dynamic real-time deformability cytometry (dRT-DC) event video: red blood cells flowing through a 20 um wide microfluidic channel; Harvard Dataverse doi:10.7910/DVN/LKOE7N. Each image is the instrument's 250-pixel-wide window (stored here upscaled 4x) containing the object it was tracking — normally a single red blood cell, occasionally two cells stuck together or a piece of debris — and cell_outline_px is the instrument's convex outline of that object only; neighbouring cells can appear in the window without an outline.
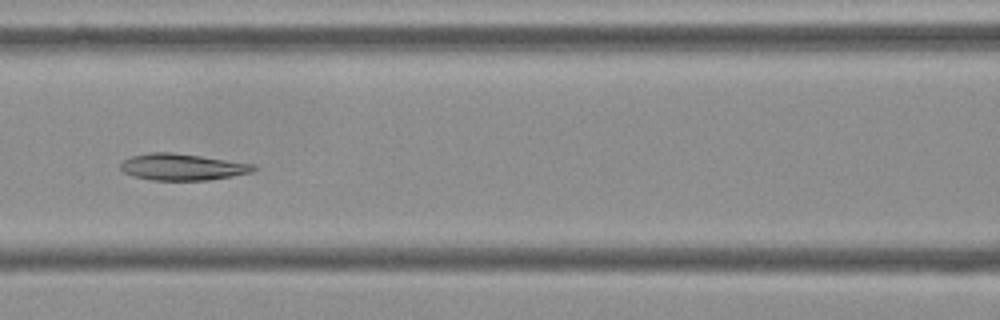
{"species": "Egyptian fruit bat (a non-hibernating species)", "species_latin": "Rousettus aegyptiacus", "temperature_condition": "cold", "stored_images_in_passage": 10, "camera_frame_rate_fps": 3000, "um_per_image_px": 0.085, "frame": {"image": 1, "passage_image": 6, "time_ms": 1.667, "image_size_px": [1000, 320], "cell_outline_px": [[256, 168], [252, 172], [232, 176], [208, 180], [152, 180], [132, 176], [124, 172], [120, 168], [120, 164], [124, 160], [132, 156], [148, 152], [172, 152], [256, 164]], "centroid_in_image_um": [15.49, 14.19], "position_along_channel_um": 151.1, "area_um2": 20.58}}
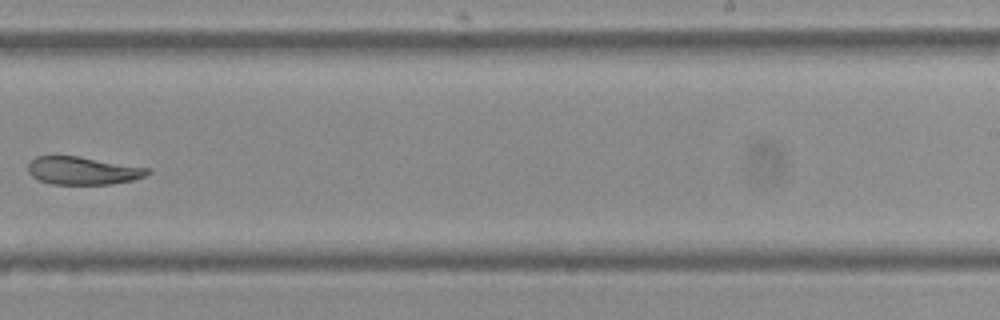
{"frame": {"image": 2, "passage_image": 9, "time_ms": 2.667, "image_size_px": [1000, 320], "cell_outline_px": [[152, 172], [144, 176], [132, 180], [108, 184], [52, 184], [40, 180], [32, 176], [28, 172], [28, 164], [36, 156], [80, 156], [152, 168]], "centroid_in_image_um": [7.08, 14.49], "position_along_channel_um": 281.9, "area_um2": 19.48}}
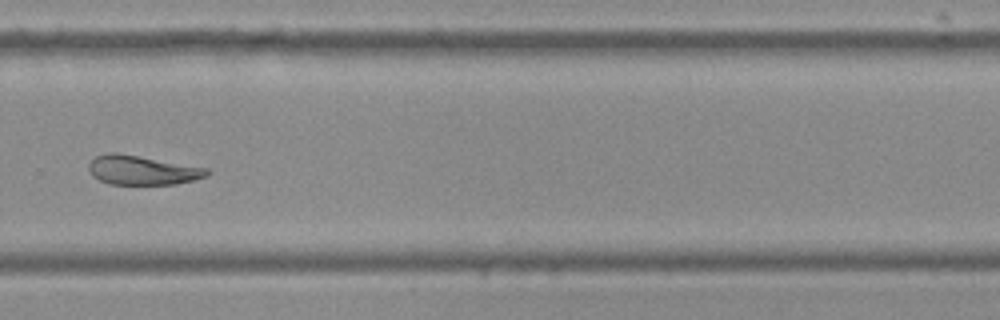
{"frame": {"image": 3, "passage_image": 10, "time_ms": 3.0, "image_size_px": [1000, 320], "cell_outline_px": [[212, 172], [208, 176], [176, 184], [108, 184], [92, 176], [88, 168], [88, 164], [96, 156], [108, 152], [116, 152], [208, 168]], "centroid_in_image_um": [12.09, 14.46], "position_along_channel_um": 317.7, "area_um2": 20.17}}